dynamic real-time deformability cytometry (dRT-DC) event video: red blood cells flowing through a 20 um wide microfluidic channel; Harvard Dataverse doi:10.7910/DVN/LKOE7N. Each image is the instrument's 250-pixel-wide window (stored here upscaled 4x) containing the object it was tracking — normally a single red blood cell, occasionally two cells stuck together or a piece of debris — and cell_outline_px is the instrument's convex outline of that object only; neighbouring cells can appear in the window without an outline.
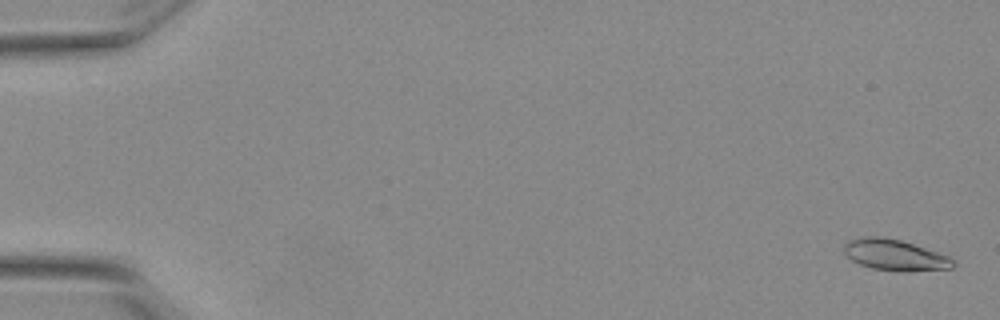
{"species": "Egyptian fruit bat (a non-hibernating species)", "species_latin": "Rousettus aegyptiacus", "temperature_condition": "warm", "stored_images_in_passage": 55, "camera_frame_rate_fps": 3000, "um_per_image_px": 0.085, "animal": {"sex": "female"}, "frame": {"image": 1, "passage_image": 2, "time_ms": 0.333, "image_size_px": [1000, 320], "cell_outline_px": [[956, 264], [952, 268], [908, 272], [896, 272], [872, 268], [860, 264], [852, 260], [844, 252], [844, 244], [848, 240], [864, 236], [880, 236], [900, 240], [948, 256], [956, 260]], "centroid_in_image_um": [76.07, 21.69], "position_along_channel_um": 8.9, "area_um2": 19.83}}
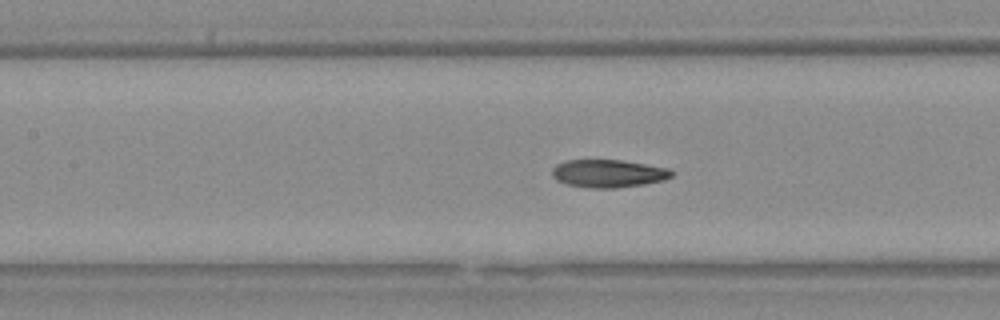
{"frame": {"image": 2, "passage_image": 26, "time_ms": 8.333, "image_size_px": [1000, 320], "cell_outline_px": [[672, 176], [664, 180], [644, 184], [616, 188], [592, 188], [568, 184], [556, 180], [552, 176], [552, 168], [556, 164], [564, 160], [620, 160], [668, 168], [672, 172]], "centroid_in_image_um": [51.67, 14.74], "position_along_channel_um": 155.7, "area_um2": 19.31}}
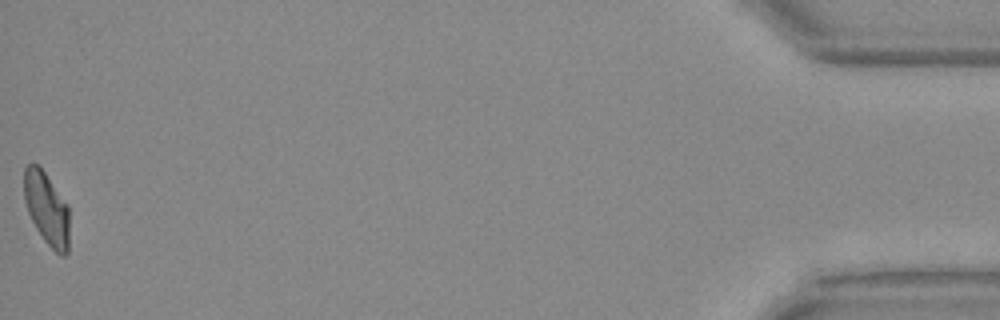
{"frame": {"image": 3, "passage_image": 55, "time_ms": 18.0, "image_size_px": [1000, 320], "cell_outline_px": [[68, 252], [64, 256], [60, 256], [44, 240], [36, 228], [28, 212], [24, 200], [24, 168], [28, 164], [36, 164], [44, 172], [68, 204]], "centroid_in_image_um": [3.96, 17.74], "position_along_channel_um": 431.2, "area_um2": 19.02}, "authors_computed_cell_mechanics": {"area_um2": 19.4786, "velocity_mm_per_s": 3.8328, "shape_relaxation_time_tau1_ms": 9.5232, "shape_relaxation_time_tau2_ms": 2.57, "deformation_change_tau1": 0.2353, "deformation_change_tau2": 0.0824}}